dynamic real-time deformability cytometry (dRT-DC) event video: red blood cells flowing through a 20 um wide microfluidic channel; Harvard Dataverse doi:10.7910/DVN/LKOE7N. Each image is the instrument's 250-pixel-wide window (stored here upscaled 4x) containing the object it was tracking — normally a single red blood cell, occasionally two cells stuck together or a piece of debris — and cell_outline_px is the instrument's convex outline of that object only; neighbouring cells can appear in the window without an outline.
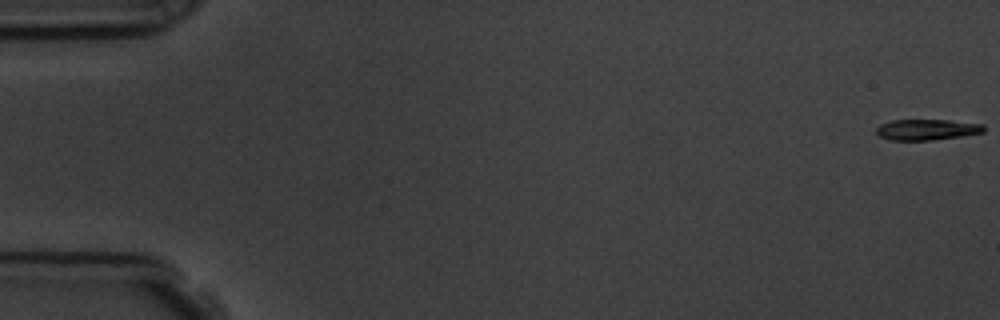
{"species": "common noctule bat (a hibernating species)", "species_latin": "Nyctalus noctula", "temperature_condition": "room temperature", "stored_images_in_passage": 3, "camera_frame_rate_fps": 3000, "um_per_image_px": 0.085, "animal": {"sex": "male", "body_mass_g": 19.5, "forearm_length_mm": 54.6}, "frame": {"image": 1, "passage_image": 1, "time_ms": 0.0, "image_size_px": [1000, 320], "cell_outline_px": [[984, 132], [960, 136], [932, 140], [888, 140], [880, 136], [876, 132], [876, 128], [880, 124], [892, 120], [948, 120], [984, 124]], "centroid_in_image_um": [78.76, 11.01], "position_along_channel_um": 6.2, "area_um2": 13.01}}